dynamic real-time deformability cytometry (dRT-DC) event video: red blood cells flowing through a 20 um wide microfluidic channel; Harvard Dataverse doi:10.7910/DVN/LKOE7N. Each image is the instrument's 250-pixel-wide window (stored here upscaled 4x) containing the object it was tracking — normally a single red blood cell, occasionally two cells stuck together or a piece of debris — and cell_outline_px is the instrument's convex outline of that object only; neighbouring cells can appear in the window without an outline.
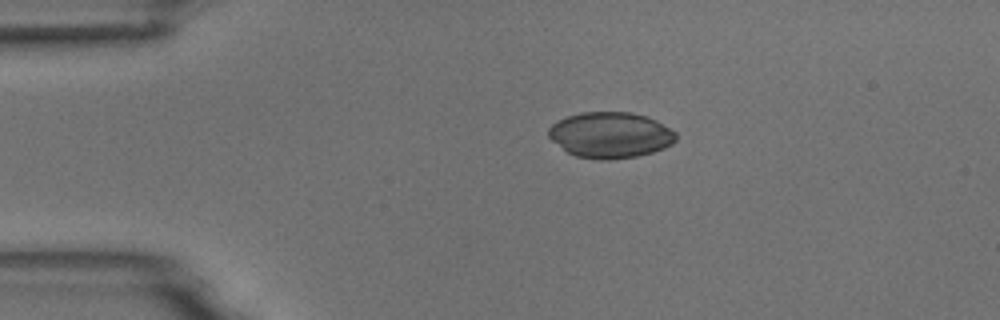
{"species": "common noctule bat (a hibernating species)", "species_latin": "Nyctalus noctula", "temperature_condition": "room temperature", "stored_images_in_passage": 44, "camera_frame_rate_fps": 3000, "um_per_image_px": 0.085, "animal": {"sex": "male", "body_mass_g": 18.8}, "frame": {"image": 1, "passage_image": 1, "time_ms": 0.0, "image_size_px": [1000, 320], "cell_outline_px": [[676, 140], [672, 144], [664, 148], [652, 152], [636, 156], [608, 160], [600, 160], [576, 156], [568, 152], [552, 140], [548, 136], [548, 128], [552, 124], [568, 116], [580, 112], [632, 112], [648, 116], [656, 120], [676, 132]], "centroid_in_image_um": [51.9, 11.47], "position_along_channel_um": 33.1, "area_um2": 34.04}}
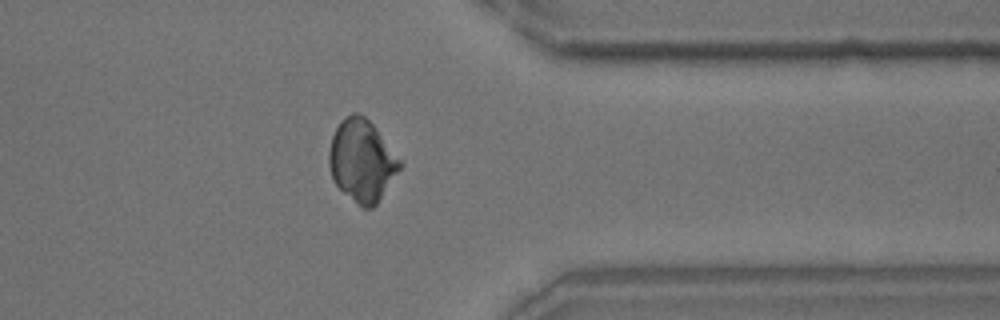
{"frame": {"image": 2, "passage_image": 33, "time_ms": 10.667, "image_size_px": [1000, 320], "cell_outline_px": [[404, 164], [376, 204], [372, 208], [364, 208], [356, 204], [332, 180], [328, 164], [328, 152], [332, 136], [340, 120], [344, 116], [352, 112], [360, 112], [376, 128]], "centroid_in_image_um": [30.74, 13.63], "position_along_channel_um": 380.7, "area_um2": 33.93}}
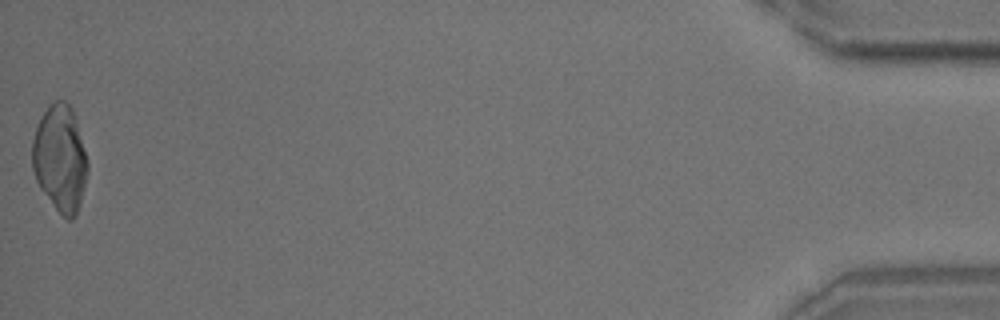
{"frame": {"image": 3, "passage_image": 44, "time_ms": 14.333, "image_size_px": [1000, 320], "cell_outline_px": [[88, 172], [80, 204], [76, 216], [72, 220], [68, 220], [56, 208], [40, 188], [36, 180], [32, 168], [32, 140], [36, 128], [48, 104], [56, 100], [64, 100], [72, 108], [88, 160]], "centroid_in_image_um": [5.11, 13.47], "position_along_channel_um": 430.1, "area_um2": 34.28}}